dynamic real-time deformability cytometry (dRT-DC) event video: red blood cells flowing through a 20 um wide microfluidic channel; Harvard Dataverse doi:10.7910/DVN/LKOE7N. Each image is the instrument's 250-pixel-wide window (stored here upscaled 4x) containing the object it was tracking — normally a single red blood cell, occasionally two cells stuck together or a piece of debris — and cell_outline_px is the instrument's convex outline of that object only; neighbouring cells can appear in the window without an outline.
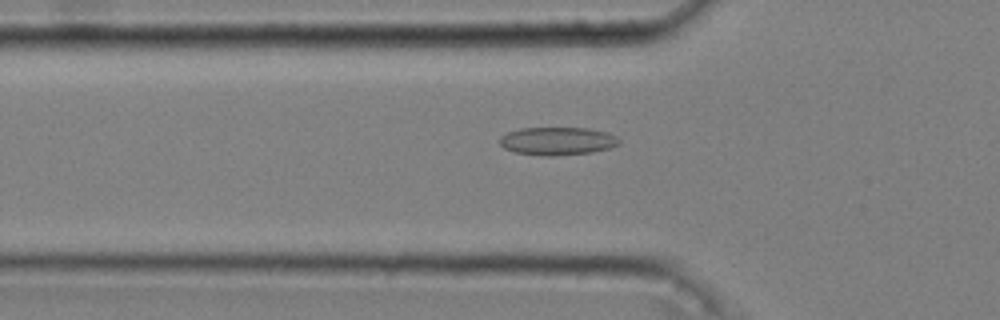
{"species": "common noctule bat (a hibernating species)", "species_latin": "Nyctalus noctula", "temperature_condition": "cold", "stored_images_in_passage": 50, "camera_frame_rate_fps": 3000, "um_per_image_px": 0.085, "animal": {"sex": "male", "body_mass_g": 20.4}, "frame": {"image": 1, "passage_image": 18, "time_ms": 5.667, "image_size_px": [1000, 320], "cell_outline_px": [[620, 144], [608, 148], [592, 152], [556, 156], [540, 156], [516, 152], [504, 148], [500, 144], [500, 136], [508, 132], [520, 128], [588, 128], [608, 132], [616, 136], [620, 140]], "centroid_in_image_um": [47.39, 11.99], "position_along_channel_um": 78.4, "area_um2": 19.59}}
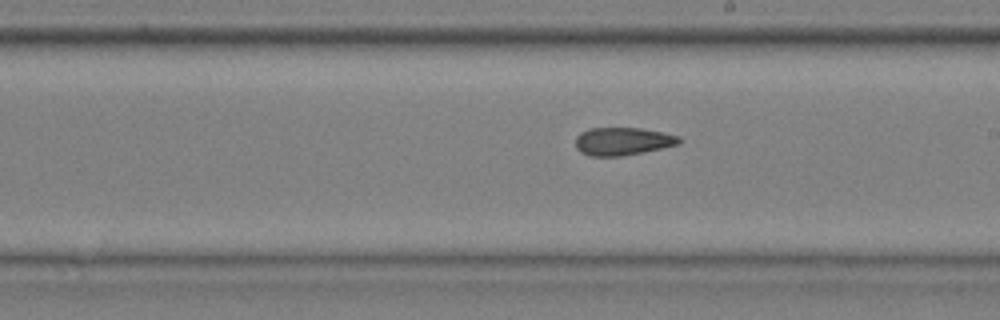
{"frame": {"image": 2, "passage_image": 31, "time_ms": 10.0, "image_size_px": [1000, 320], "cell_outline_px": [[680, 144], [644, 152], [620, 156], [588, 156], [580, 152], [576, 148], [576, 136], [580, 132], [588, 128], [640, 128], [680, 136]], "centroid_in_image_um": [52.89, 12.01], "position_along_channel_um": 236.1, "area_um2": 16.88}}
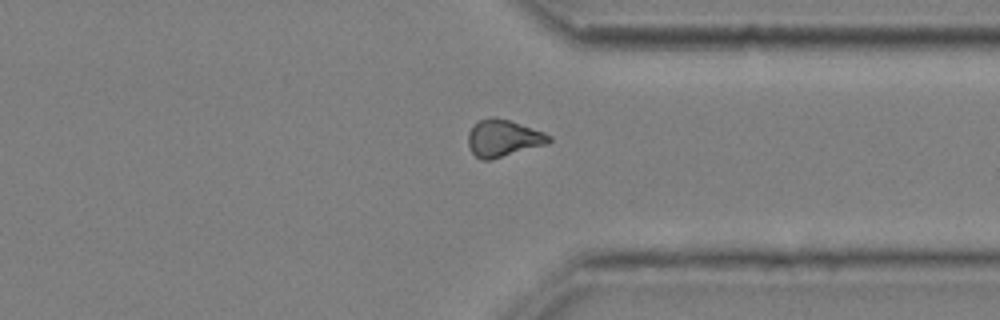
{"frame": {"image": 3, "passage_image": 42, "time_ms": 13.667, "image_size_px": [1000, 320], "cell_outline_px": [[552, 140], [548, 144], [488, 160], [480, 160], [472, 152], [468, 144], [468, 132], [480, 120], [492, 116], [508, 120], [544, 132], [552, 136]], "centroid_in_image_um": [42.79, 11.75], "position_along_channel_um": 368.6, "area_um2": 17.22}, "authors_computed_cell_mechanics": {"area_um2": 17.4845, "velocity_mm_per_s": 3.6337, "shape_relaxation_time_tau1_ms": null, "shape_relaxation_time_tau2_ms": 3.992, "deformation_change_tau1": null, "deformation_change_tau2": 0.1051}}